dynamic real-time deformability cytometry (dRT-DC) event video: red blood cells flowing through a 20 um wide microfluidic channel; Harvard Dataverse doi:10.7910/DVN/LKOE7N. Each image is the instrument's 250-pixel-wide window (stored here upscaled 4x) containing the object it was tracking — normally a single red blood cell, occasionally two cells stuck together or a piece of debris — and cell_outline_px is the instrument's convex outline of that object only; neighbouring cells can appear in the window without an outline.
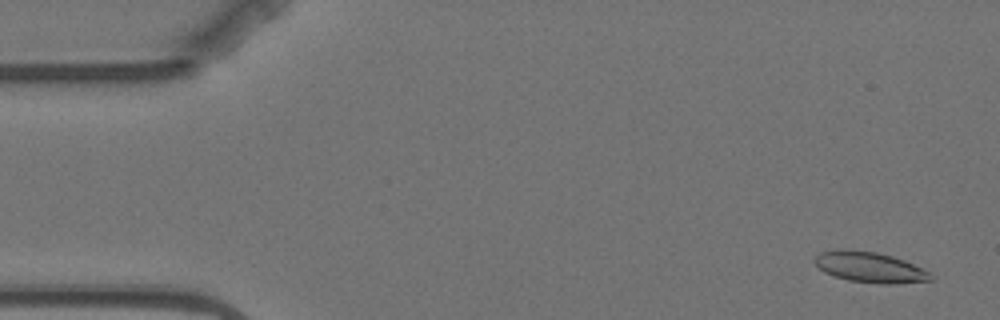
{"species": "Egyptian fruit bat (a non-hibernating species)", "species_latin": "Rousettus aegyptiacus", "temperature_condition": "warm", "stored_images_in_passage": 4, "camera_frame_rate_fps": 3000, "um_per_image_px": 0.085, "animal": {"sex": "female"}, "frame": {"image": 1, "passage_image": 1, "time_ms": 0.0, "image_size_px": [1000, 320], "cell_outline_px": [[932, 280], [892, 284], [880, 284], [848, 280], [824, 272], [816, 264], [816, 256], [820, 252], [840, 248], [844, 248], [876, 252], [892, 256], [904, 260], [928, 272], [932, 276]], "centroid_in_image_um": [73.91, 22.7], "position_along_channel_um": 11.1, "area_um2": 20.46}}
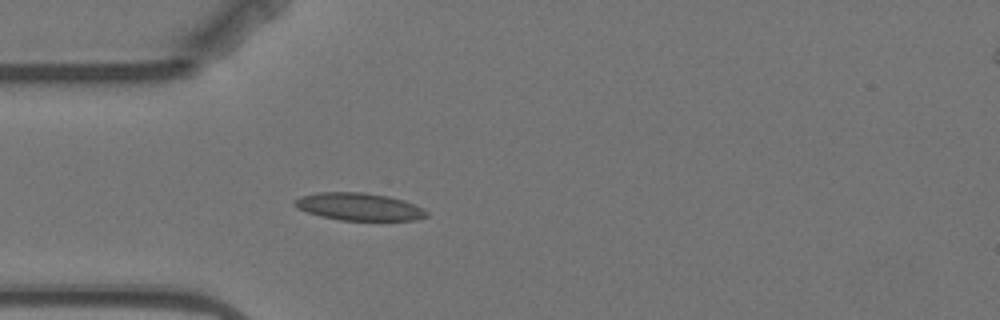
{"frame": {"image": 2, "passage_image": 4, "time_ms": 4.333, "image_size_px": [1000, 320], "cell_outline_px": [[428, 216], [416, 220], [340, 220], [320, 216], [296, 208], [292, 204], [292, 200], [300, 196], [320, 192], [364, 192], [388, 196], [404, 200], [424, 208], [428, 212]], "centroid_in_image_um": [30.5, 17.56], "position_along_channel_um": 54.5, "area_um2": 21.33}}